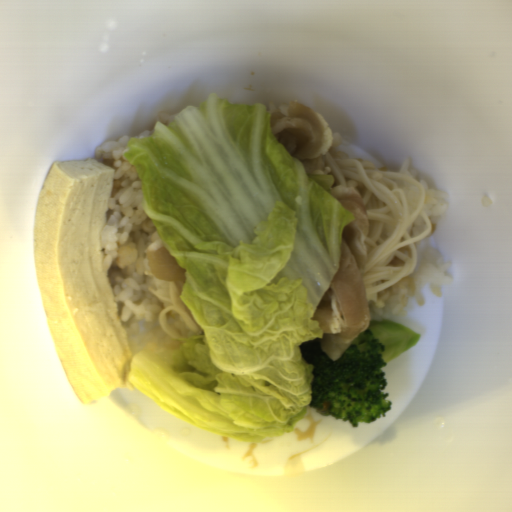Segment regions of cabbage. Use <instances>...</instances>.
I'll return each mask as SVG.
<instances>
[{"label": "cabbage", "mask_w": 512, "mask_h": 512, "mask_svg": "<svg viewBox=\"0 0 512 512\" xmlns=\"http://www.w3.org/2000/svg\"><path fill=\"white\" fill-rule=\"evenodd\" d=\"M271 115L213 91L123 151L203 330L150 340L127 381L180 420L250 443L308 414L313 364L301 344L324 338L312 319L355 217L332 195V174H312L315 159L274 138Z\"/></svg>", "instance_id": "4295e07d"}]
</instances>
